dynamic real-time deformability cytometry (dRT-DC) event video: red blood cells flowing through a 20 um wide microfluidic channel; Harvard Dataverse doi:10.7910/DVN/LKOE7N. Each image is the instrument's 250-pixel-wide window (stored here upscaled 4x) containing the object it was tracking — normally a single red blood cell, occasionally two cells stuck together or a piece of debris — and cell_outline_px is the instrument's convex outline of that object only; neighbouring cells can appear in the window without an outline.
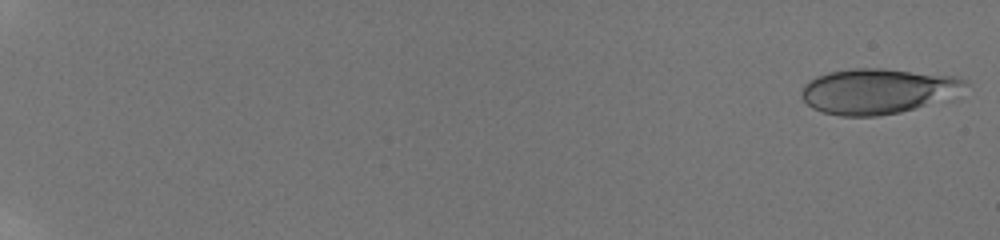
{"species": "human", "species_latin": "Homo sapiens", "temperature_condition": "room temperature", "stored_images_in_passage": 22, "camera_frame_rate_fps": 3000, "um_per_image_px": 0.085, "donor": {"sex": "male"}, "frame": {"image": 1, "passage_image": 1, "time_ms": 0.0, "image_size_px": [1000, 240], "cell_outline_px": [[968, 84], [956, 100], [900, 112], [876, 116], [840, 116], [824, 112], [812, 108], [804, 100], [800, 92], [804, 84], [808, 80], [816, 76], [828, 72], [852, 68], [884, 68], [956, 76], [968, 80]], "centroid_in_image_um": [74.72, 7.75], "position_along_channel_um": 10.3, "area_um2": 44.39}}
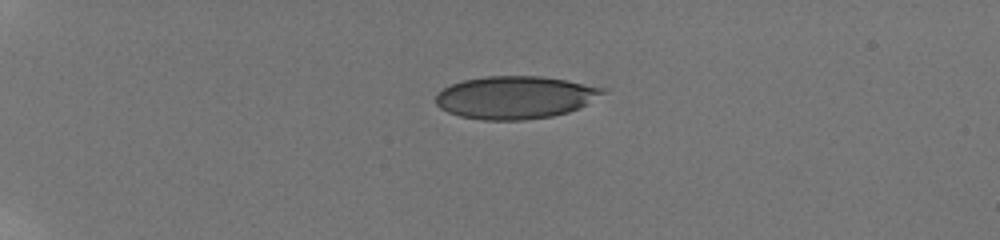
{"frame": {"image": 2, "passage_image": 15, "time_ms": 5.0, "image_size_px": [1000, 240], "cell_outline_px": [[608, 92], [580, 108], [568, 112], [552, 116], [524, 120], [480, 120], [460, 116], [448, 112], [440, 108], [436, 104], [436, 92], [452, 84], [464, 80], [484, 76], [540, 76], [568, 80], [608, 88]], "centroid_in_image_um": [43.83, 8.27], "position_along_channel_um": 41.2, "area_um2": 41.96}}
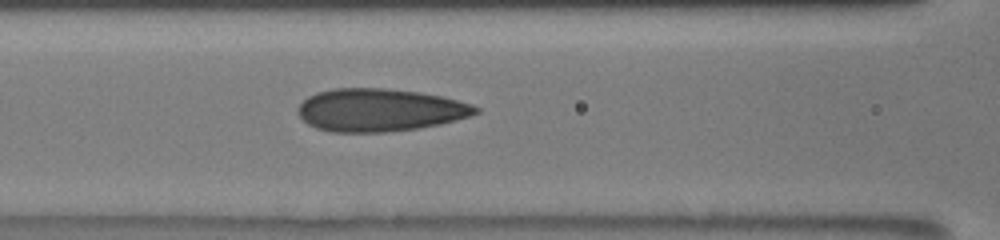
{"frame": {"image": 3, "passage_image": 22, "time_ms": 9.333, "image_size_px": [1000, 240], "cell_outline_px": [[480, 112], [468, 116], [440, 124], [416, 128], [384, 132], [332, 132], [316, 128], [308, 124], [296, 112], [296, 108], [308, 96], [316, 92], [336, 88], [388, 88], [420, 92], [440, 96], [472, 104], [480, 108]], "centroid_in_image_um": [32.24, 9.34], "position_along_channel_um": 134.4, "area_um2": 44.22}}